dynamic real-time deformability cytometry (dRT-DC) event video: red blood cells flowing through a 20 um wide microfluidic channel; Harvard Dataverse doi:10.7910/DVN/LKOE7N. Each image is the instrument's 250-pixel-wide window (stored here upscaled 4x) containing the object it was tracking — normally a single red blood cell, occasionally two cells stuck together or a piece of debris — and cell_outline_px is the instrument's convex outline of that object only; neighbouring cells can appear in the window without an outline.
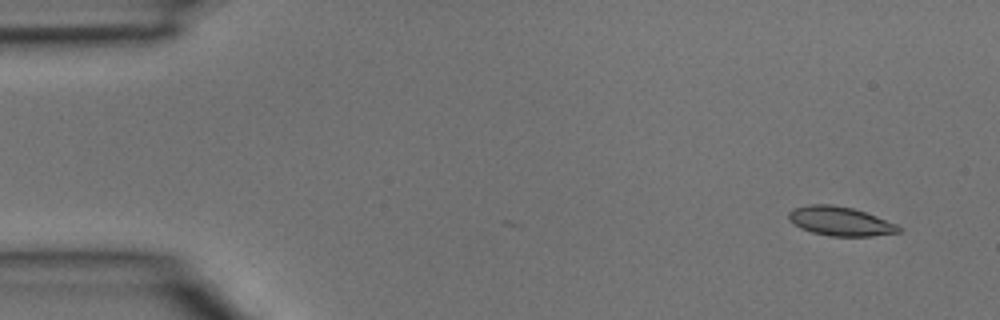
{"species": "common noctule bat (a hibernating species)", "species_latin": "Nyctalus noctula", "temperature_condition": "room temperature", "stored_images_in_passage": 3, "camera_frame_rate_fps": 3000, "um_per_image_px": 0.085, "animal": {"sex": "male", "body_mass_g": 15.6}, "frame": {"image": 1, "passage_image": 1, "time_ms": 0.0, "image_size_px": [1000, 320], "cell_outline_px": [[904, 228], [900, 232], [872, 236], [828, 236], [812, 232], [800, 228], [788, 220], [788, 212], [792, 208], [808, 204], [832, 204], [852, 208], [876, 216], [896, 224]], "centroid_in_image_um": [71.39, 18.8], "position_along_channel_um": 13.6, "area_um2": 18.79}}
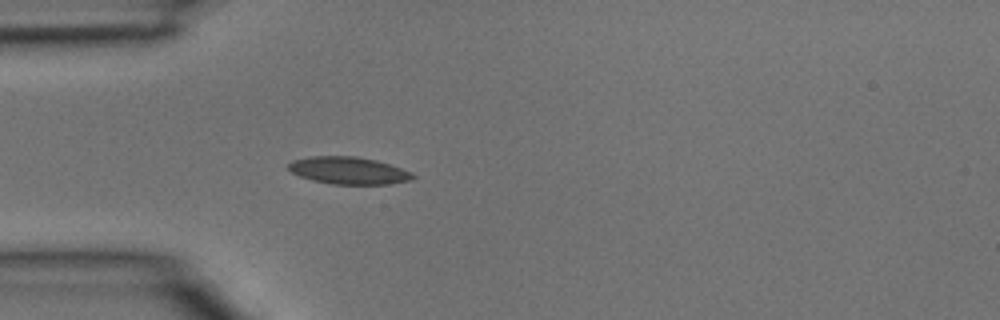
{"frame": {"image": 2, "passage_image": 3, "time_ms": 0.667, "image_size_px": [1000, 320], "cell_outline_px": [[416, 176], [412, 180], [388, 184], [332, 184], [312, 180], [300, 176], [292, 172], [288, 168], [288, 164], [292, 160], [312, 156], [356, 156], [376, 160], [412, 172]], "centroid_in_image_um": [29.63, 14.49], "position_along_channel_um": 55.4, "area_um2": 19.71}}